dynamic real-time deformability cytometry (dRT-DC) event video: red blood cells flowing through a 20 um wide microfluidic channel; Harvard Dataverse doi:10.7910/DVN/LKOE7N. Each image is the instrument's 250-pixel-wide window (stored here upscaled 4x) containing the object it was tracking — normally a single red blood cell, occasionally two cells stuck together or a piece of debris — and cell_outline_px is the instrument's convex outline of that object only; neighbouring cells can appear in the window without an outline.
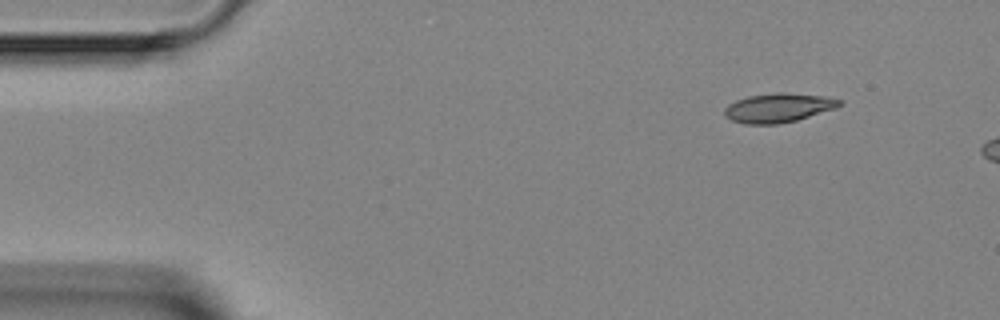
{"species": "Egyptian fruit bat (a non-hibernating species)", "species_latin": "Rousettus aegyptiacus", "temperature_condition": "room temperature", "stored_images_in_passage": 3, "camera_frame_rate_fps": 3000, "um_per_image_px": 0.085, "animal": {"sex": "female"}, "frame": {"image": 1, "passage_image": 1, "time_ms": 0.0, "image_size_px": [1000, 320], "cell_outline_px": [[840, 104], [836, 108], [796, 120], [780, 124], [744, 124], [732, 120], [724, 116], [724, 108], [728, 104], [736, 100], [748, 96], [776, 92], [784, 92], [824, 96], [840, 100]], "centroid_in_image_um": [66.11, 9.16], "position_along_channel_um": 18.9, "area_um2": 19.48}}